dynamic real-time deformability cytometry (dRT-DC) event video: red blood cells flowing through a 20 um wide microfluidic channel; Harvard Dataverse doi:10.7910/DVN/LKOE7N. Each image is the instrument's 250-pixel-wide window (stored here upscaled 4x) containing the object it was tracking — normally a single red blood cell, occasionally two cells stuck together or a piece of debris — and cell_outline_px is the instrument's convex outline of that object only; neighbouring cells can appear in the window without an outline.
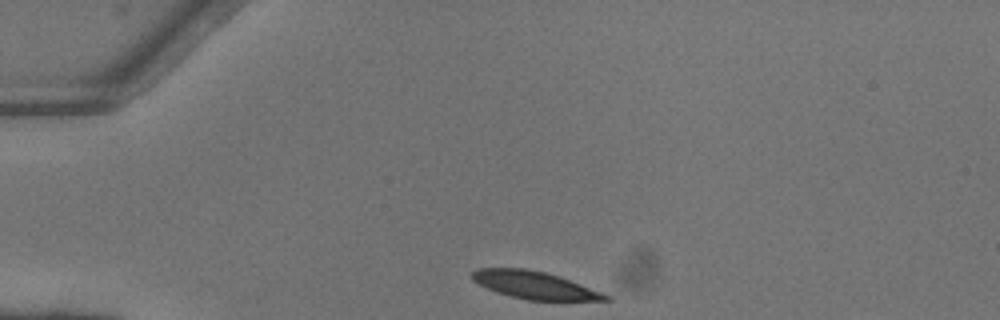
{"species": "common noctule bat (a hibernating species)", "species_latin": "Nyctalus noctula", "temperature_condition": "warm", "stored_images_in_passage": 41, "camera_frame_rate_fps": 3000, "um_per_image_px": 0.085, "animal": {"sex": "female"}, "frame": {"image": 1, "passage_image": 1, "time_ms": 0.0, "image_size_px": [1000, 320], "cell_outline_px": [[612, 300], [528, 300], [496, 292], [472, 280], [468, 276], [476, 268], [524, 268], [544, 272], [580, 284], [612, 296]], "centroid_in_image_um": [45.39, 24.23], "position_along_channel_um": 39.6, "area_um2": 21.1}}
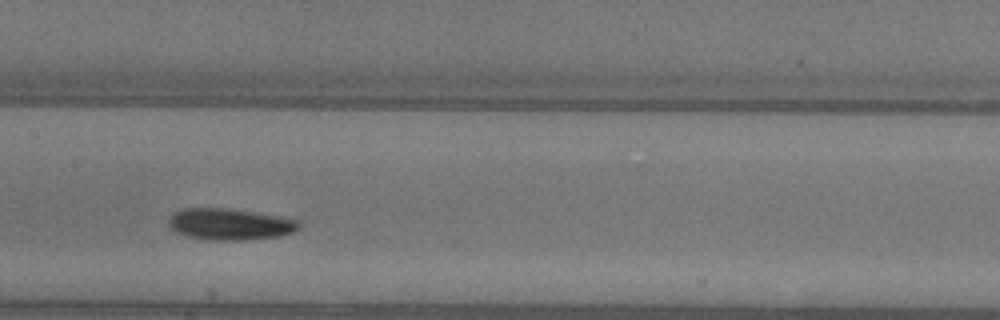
{"frame": {"image": 2, "passage_image": 15, "time_ms": 4.667, "image_size_px": [1000, 320], "cell_outline_px": [[300, 228], [292, 232], [280, 236], [244, 240], [208, 240], [184, 236], [168, 228], [168, 220], [172, 212], [184, 208], [232, 208], [300, 220]], "centroid_in_image_um": [19.49, 19.05], "position_along_channel_um": 187.9, "area_um2": 24.28}}
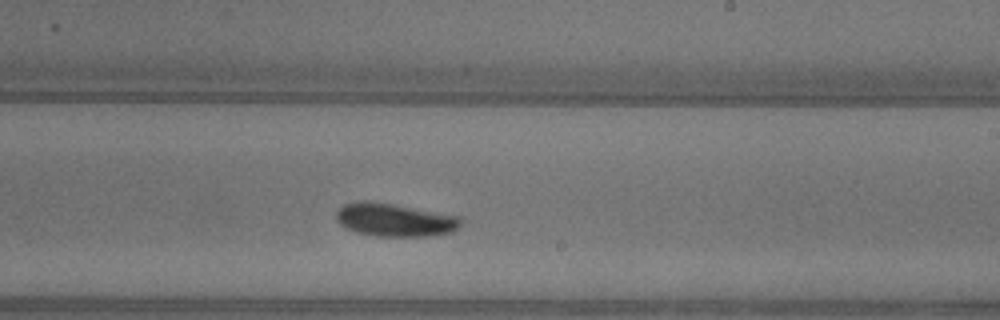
{"frame": {"image": 3, "passage_image": 20, "time_ms": 6.333, "image_size_px": [1000, 320], "cell_outline_px": [[460, 224], [452, 232], [432, 236], [376, 236], [356, 232], [340, 224], [336, 220], [336, 212], [344, 204], [360, 200], [368, 200], [392, 204], [460, 216]], "centroid_in_image_um": [33.52, 18.69], "position_along_channel_um": 255.5, "area_um2": 23.93}, "authors_computed_cell_mechanics": {"area_um2": 22.3108, "velocity_mm_per_s": 4.0823, "shape_relaxation_time_tau1_ms": 2.6976, "shape_relaxation_time_tau2_ms": null, "deformation_change_tau1": 0.1299, "deformation_change_tau2": null}}